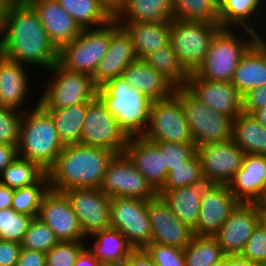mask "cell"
I'll use <instances>...</instances> for the list:
<instances>
[{"label": "cell", "mask_w": 266, "mask_h": 266, "mask_svg": "<svg viewBox=\"0 0 266 266\" xmlns=\"http://www.w3.org/2000/svg\"><path fill=\"white\" fill-rule=\"evenodd\" d=\"M0 55L43 71L58 62V49L28 2L10 3L0 39Z\"/></svg>", "instance_id": "6da1fadb"}, {"label": "cell", "mask_w": 266, "mask_h": 266, "mask_svg": "<svg viewBox=\"0 0 266 266\" xmlns=\"http://www.w3.org/2000/svg\"><path fill=\"white\" fill-rule=\"evenodd\" d=\"M115 152L79 143L67 144L55 164L47 171L50 189L64 192L69 188L98 189Z\"/></svg>", "instance_id": "7a4b0ae2"}, {"label": "cell", "mask_w": 266, "mask_h": 266, "mask_svg": "<svg viewBox=\"0 0 266 266\" xmlns=\"http://www.w3.org/2000/svg\"><path fill=\"white\" fill-rule=\"evenodd\" d=\"M51 115L38 103L22 114L18 156L48 171L64 148Z\"/></svg>", "instance_id": "3957f363"}, {"label": "cell", "mask_w": 266, "mask_h": 266, "mask_svg": "<svg viewBox=\"0 0 266 266\" xmlns=\"http://www.w3.org/2000/svg\"><path fill=\"white\" fill-rule=\"evenodd\" d=\"M239 30L221 28L215 34L203 63L194 72L197 76L209 81H232L236 67L243 55L260 37L266 36V34L258 35L249 29ZM243 34L245 36H242Z\"/></svg>", "instance_id": "277c9868"}, {"label": "cell", "mask_w": 266, "mask_h": 266, "mask_svg": "<svg viewBox=\"0 0 266 266\" xmlns=\"http://www.w3.org/2000/svg\"><path fill=\"white\" fill-rule=\"evenodd\" d=\"M98 96L129 138L144 135L149 125L152 100L131 87L123 77L99 88Z\"/></svg>", "instance_id": "5b68a950"}, {"label": "cell", "mask_w": 266, "mask_h": 266, "mask_svg": "<svg viewBox=\"0 0 266 266\" xmlns=\"http://www.w3.org/2000/svg\"><path fill=\"white\" fill-rule=\"evenodd\" d=\"M47 71L51 76L38 98L44 109L88 103L98 96V88L91 75L64 69L58 62Z\"/></svg>", "instance_id": "8992f818"}, {"label": "cell", "mask_w": 266, "mask_h": 266, "mask_svg": "<svg viewBox=\"0 0 266 266\" xmlns=\"http://www.w3.org/2000/svg\"><path fill=\"white\" fill-rule=\"evenodd\" d=\"M220 24L205 21H170L169 43L180 64L188 73L195 72L203 63Z\"/></svg>", "instance_id": "52a82bcc"}, {"label": "cell", "mask_w": 266, "mask_h": 266, "mask_svg": "<svg viewBox=\"0 0 266 266\" xmlns=\"http://www.w3.org/2000/svg\"><path fill=\"white\" fill-rule=\"evenodd\" d=\"M111 38V21L101 27L82 29L80 35L58 50V63L67 70L93 76L105 56Z\"/></svg>", "instance_id": "ba28073f"}, {"label": "cell", "mask_w": 266, "mask_h": 266, "mask_svg": "<svg viewBox=\"0 0 266 266\" xmlns=\"http://www.w3.org/2000/svg\"><path fill=\"white\" fill-rule=\"evenodd\" d=\"M182 102L190 132L197 147L231 139L232 119L211 110L193 97L184 87L174 93Z\"/></svg>", "instance_id": "9c48e42d"}, {"label": "cell", "mask_w": 266, "mask_h": 266, "mask_svg": "<svg viewBox=\"0 0 266 266\" xmlns=\"http://www.w3.org/2000/svg\"><path fill=\"white\" fill-rule=\"evenodd\" d=\"M110 217L111 228L120 231L134 250L145 249L151 243L148 200L113 197Z\"/></svg>", "instance_id": "30bf717a"}, {"label": "cell", "mask_w": 266, "mask_h": 266, "mask_svg": "<svg viewBox=\"0 0 266 266\" xmlns=\"http://www.w3.org/2000/svg\"><path fill=\"white\" fill-rule=\"evenodd\" d=\"M129 139L99 96L87 103L80 144L122 154Z\"/></svg>", "instance_id": "8fae6325"}, {"label": "cell", "mask_w": 266, "mask_h": 266, "mask_svg": "<svg viewBox=\"0 0 266 266\" xmlns=\"http://www.w3.org/2000/svg\"><path fill=\"white\" fill-rule=\"evenodd\" d=\"M143 137L151 142L194 143L182 102L175 94L152 102Z\"/></svg>", "instance_id": "7c38bea8"}, {"label": "cell", "mask_w": 266, "mask_h": 266, "mask_svg": "<svg viewBox=\"0 0 266 266\" xmlns=\"http://www.w3.org/2000/svg\"><path fill=\"white\" fill-rule=\"evenodd\" d=\"M99 189L110 198L150 200L158 194L124 153L109 162Z\"/></svg>", "instance_id": "4fadbf2b"}, {"label": "cell", "mask_w": 266, "mask_h": 266, "mask_svg": "<svg viewBox=\"0 0 266 266\" xmlns=\"http://www.w3.org/2000/svg\"><path fill=\"white\" fill-rule=\"evenodd\" d=\"M203 178L210 184L228 185L242 167L246 153L231 139L197 147Z\"/></svg>", "instance_id": "5bb4252c"}, {"label": "cell", "mask_w": 266, "mask_h": 266, "mask_svg": "<svg viewBox=\"0 0 266 266\" xmlns=\"http://www.w3.org/2000/svg\"><path fill=\"white\" fill-rule=\"evenodd\" d=\"M64 193L67 195L86 237L111 228V198L99 188H69Z\"/></svg>", "instance_id": "9a60e30c"}, {"label": "cell", "mask_w": 266, "mask_h": 266, "mask_svg": "<svg viewBox=\"0 0 266 266\" xmlns=\"http://www.w3.org/2000/svg\"><path fill=\"white\" fill-rule=\"evenodd\" d=\"M261 219L260 204L240 202L213 237L226 256L240 255Z\"/></svg>", "instance_id": "2e32d148"}, {"label": "cell", "mask_w": 266, "mask_h": 266, "mask_svg": "<svg viewBox=\"0 0 266 266\" xmlns=\"http://www.w3.org/2000/svg\"><path fill=\"white\" fill-rule=\"evenodd\" d=\"M184 88L202 104L232 120L242 113V95L231 82L209 81L193 72Z\"/></svg>", "instance_id": "e0dca14e"}, {"label": "cell", "mask_w": 266, "mask_h": 266, "mask_svg": "<svg viewBox=\"0 0 266 266\" xmlns=\"http://www.w3.org/2000/svg\"><path fill=\"white\" fill-rule=\"evenodd\" d=\"M59 241L86 240L79 220L64 192L49 189L44 195L38 216Z\"/></svg>", "instance_id": "ac0fdd59"}, {"label": "cell", "mask_w": 266, "mask_h": 266, "mask_svg": "<svg viewBox=\"0 0 266 266\" xmlns=\"http://www.w3.org/2000/svg\"><path fill=\"white\" fill-rule=\"evenodd\" d=\"M239 203L228 185L210 184L200 200L199 219L193 228L194 235L213 236Z\"/></svg>", "instance_id": "d6986e66"}, {"label": "cell", "mask_w": 266, "mask_h": 266, "mask_svg": "<svg viewBox=\"0 0 266 266\" xmlns=\"http://www.w3.org/2000/svg\"><path fill=\"white\" fill-rule=\"evenodd\" d=\"M136 59L131 35L114 19L111 20L109 48L92 76L96 87L99 89L115 78L122 77L124 69Z\"/></svg>", "instance_id": "ffe728a7"}, {"label": "cell", "mask_w": 266, "mask_h": 266, "mask_svg": "<svg viewBox=\"0 0 266 266\" xmlns=\"http://www.w3.org/2000/svg\"><path fill=\"white\" fill-rule=\"evenodd\" d=\"M152 229L151 243L184 249L194 236L193 229L180 221L160 195L148 200Z\"/></svg>", "instance_id": "44dd1931"}, {"label": "cell", "mask_w": 266, "mask_h": 266, "mask_svg": "<svg viewBox=\"0 0 266 266\" xmlns=\"http://www.w3.org/2000/svg\"><path fill=\"white\" fill-rule=\"evenodd\" d=\"M158 192L167 178V166L159 148L143 136L131 137L123 152Z\"/></svg>", "instance_id": "7402d4cb"}, {"label": "cell", "mask_w": 266, "mask_h": 266, "mask_svg": "<svg viewBox=\"0 0 266 266\" xmlns=\"http://www.w3.org/2000/svg\"><path fill=\"white\" fill-rule=\"evenodd\" d=\"M30 69L0 55V106L25 112L28 107L38 104L37 99L35 105H27L26 109L22 107L27 103L29 93L32 91L29 85L31 84L29 76L32 77L28 74Z\"/></svg>", "instance_id": "603a6c76"}, {"label": "cell", "mask_w": 266, "mask_h": 266, "mask_svg": "<svg viewBox=\"0 0 266 266\" xmlns=\"http://www.w3.org/2000/svg\"><path fill=\"white\" fill-rule=\"evenodd\" d=\"M28 3L37 12L49 39L58 50L80 35L81 27L57 0H29Z\"/></svg>", "instance_id": "cb8c5ba5"}, {"label": "cell", "mask_w": 266, "mask_h": 266, "mask_svg": "<svg viewBox=\"0 0 266 266\" xmlns=\"http://www.w3.org/2000/svg\"><path fill=\"white\" fill-rule=\"evenodd\" d=\"M228 186L240 202L259 203L266 191L265 156L246 154L242 167Z\"/></svg>", "instance_id": "d4e9b609"}, {"label": "cell", "mask_w": 266, "mask_h": 266, "mask_svg": "<svg viewBox=\"0 0 266 266\" xmlns=\"http://www.w3.org/2000/svg\"><path fill=\"white\" fill-rule=\"evenodd\" d=\"M231 83L241 95L266 85V37H260L243 55Z\"/></svg>", "instance_id": "484cf974"}, {"label": "cell", "mask_w": 266, "mask_h": 266, "mask_svg": "<svg viewBox=\"0 0 266 266\" xmlns=\"http://www.w3.org/2000/svg\"><path fill=\"white\" fill-rule=\"evenodd\" d=\"M122 77L133 88H137L152 101L166 99L175 93L176 87L161 73L136 59L123 71Z\"/></svg>", "instance_id": "4316f807"}, {"label": "cell", "mask_w": 266, "mask_h": 266, "mask_svg": "<svg viewBox=\"0 0 266 266\" xmlns=\"http://www.w3.org/2000/svg\"><path fill=\"white\" fill-rule=\"evenodd\" d=\"M265 2V0H219V24L221 28L249 29L260 35L263 33V31H259L261 28L258 26L259 21H262L260 18L266 19V14H264L266 13Z\"/></svg>", "instance_id": "83f0119b"}, {"label": "cell", "mask_w": 266, "mask_h": 266, "mask_svg": "<svg viewBox=\"0 0 266 266\" xmlns=\"http://www.w3.org/2000/svg\"><path fill=\"white\" fill-rule=\"evenodd\" d=\"M210 185L205 179L201 182L177 189H160L157 193L168 204L177 218L192 229L199 219L200 200Z\"/></svg>", "instance_id": "f1b7e54d"}, {"label": "cell", "mask_w": 266, "mask_h": 266, "mask_svg": "<svg viewBox=\"0 0 266 266\" xmlns=\"http://www.w3.org/2000/svg\"><path fill=\"white\" fill-rule=\"evenodd\" d=\"M132 37L133 48L138 59L169 44L170 22H133L119 24Z\"/></svg>", "instance_id": "f546056e"}, {"label": "cell", "mask_w": 266, "mask_h": 266, "mask_svg": "<svg viewBox=\"0 0 266 266\" xmlns=\"http://www.w3.org/2000/svg\"><path fill=\"white\" fill-rule=\"evenodd\" d=\"M174 19L172 0H125L114 17L118 24L133 22H170Z\"/></svg>", "instance_id": "4dcf8cb0"}, {"label": "cell", "mask_w": 266, "mask_h": 266, "mask_svg": "<svg viewBox=\"0 0 266 266\" xmlns=\"http://www.w3.org/2000/svg\"><path fill=\"white\" fill-rule=\"evenodd\" d=\"M90 237V238H89ZM87 237L93 239L88 251L102 264L125 262L134 250L127 242L126 237L118 230L109 228L101 230Z\"/></svg>", "instance_id": "1f68e13d"}, {"label": "cell", "mask_w": 266, "mask_h": 266, "mask_svg": "<svg viewBox=\"0 0 266 266\" xmlns=\"http://www.w3.org/2000/svg\"><path fill=\"white\" fill-rule=\"evenodd\" d=\"M231 140L246 154L266 155V128L242 112L232 121Z\"/></svg>", "instance_id": "d6a6232c"}, {"label": "cell", "mask_w": 266, "mask_h": 266, "mask_svg": "<svg viewBox=\"0 0 266 266\" xmlns=\"http://www.w3.org/2000/svg\"><path fill=\"white\" fill-rule=\"evenodd\" d=\"M45 110L51 115L58 136L64 145L80 144L81 131L87 112V103Z\"/></svg>", "instance_id": "836d02e7"}, {"label": "cell", "mask_w": 266, "mask_h": 266, "mask_svg": "<svg viewBox=\"0 0 266 266\" xmlns=\"http://www.w3.org/2000/svg\"><path fill=\"white\" fill-rule=\"evenodd\" d=\"M81 29L97 28L114 18L98 0H57Z\"/></svg>", "instance_id": "e575fe53"}, {"label": "cell", "mask_w": 266, "mask_h": 266, "mask_svg": "<svg viewBox=\"0 0 266 266\" xmlns=\"http://www.w3.org/2000/svg\"><path fill=\"white\" fill-rule=\"evenodd\" d=\"M143 60L167 78L176 88L185 86L189 73L180 64L170 43L150 53Z\"/></svg>", "instance_id": "d590c367"}, {"label": "cell", "mask_w": 266, "mask_h": 266, "mask_svg": "<svg viewBox=\"0 0 266 266\" xmlns=\"http://www.w3.org/2000/svg\"><path fill=\"white\" fill-rule=\"evenodd\" d=\"M183 251L185 266H210L226 256L217 240L210 235H194Z\"/></svg>", "instance_id": "8d00e7d4"}, {"label": "cell", "mask_w": 266, "mask_h": 266, "mask_svg": "<svg viewBox=\"0 0 266 266\" xmlns=\"http://www.w3.org/2000/svg\"><path fill=\"white\" fill-rule=\"evenodd\" d=\"M46 173L37 163L18 156L0 173V184L19 189L37 183Z\"/></svg>", "instance_id": "74e56055"}, {"label": "cell", "mask_w": 266, "mask_h": 266, "mask_svg": "<svg viewBox=\"0 0 266 266\" xmlns=\"http://www.w3.org/2000/svg\"><path fill=\"white\" fill-rule=\"evenodd\" d=\"M174 19L219 24V0H172Z\"/></svg>", "instance_id": "f35d334b"}, {"label": "cell", "mask_w": 266, "mask_h": 266, "mask_svg": "<svg viewBox=\"0 0 266 266\" xmlns=\"http://www.w3.org/2000/svg\"><path fill=\"white\" fill-rule=\"evenodd\" d=\"M50 189L46 173L37 183L14 189L11 208L17 213L37 217L44 195Z\"/></svg>", "instance_id": "ab89813d"}, {"label": "cell", "mask_w": 266, "mask_h": 266, "mask_svg": "<svg viewBox=\"0 0 266 266\" xmlns=\"http://www.w3.org/2000/svg\"><path fill=\"white\" fill-rule=\"evenodd\" d=\"M201 160L197 152L188 160L168 172L164 186L161 189H177L203 180Z\"/></svg>", "instance_id": "60d3db41"}, {"label": "cell", "mask_w": 266, "mask_h": 266, "mask_svg": "<svg viewBox=\"0 0 266 266\" xmlns=\"http://www.w3.org/2000/svg\"><path fill=\"white\" fill-rule=\"evenodd\" d=\"M59 240L53 230L39 217H34L21 242L22 248L47 252L53 248Z\"/></svg>", "instance_id": "b9f144b4"}, {"label": "cell", "mask_w": 266, "mask_h": 266, "mask_svg": "<svg viewBox=\"0 0 266 266\" xmlns=\"http://www.w3.org/2000/svg\"><path fill=\"white\" fill-rule=\"evenodd\" d=\"M33 218L12 208L0 210V239L21 243Z\"/></svg>", "instance_id": "7bdbcfd3"}, {"label": "cell", "mask_w": 266, "mask_h": 266, "mask_svg": "<svg viewBox=\"0 0 266 266\" xmlns=\"http://www.w3.org/2000/svg\"><path fill=\"white\" fill-rule=\"evenodd\" d=\"M85 241H59L46 252V266H74L79 254L88 246Z\"/></svg>", "instance_id": "ee69618b"}, {"label": "cell", "mask_w": 266, "mask_h": 266, "mask_svg": "<svg viewBox=\"0 0 266 266\" xmlns=\"http://www.w3.org/2000/svg\"><path fill=\"white\" fill-rule=\"evenodd\" d=\"M153 143L164 156L165 165L167 166V175L168 172L172 171L175 167L183 165L185 161H188L197 152L194 143H171L166 141Z\"/></svg>", "instance_id": "f6af8a7d"}, {"label": "cell", "mask_w": 266, "mask_h": 266, "mask_svg": "<svg viewBox=\"0 0 266 266\" xmlns=\"http://www.w3.org/2000/svg\"><path fill=\"white\" fill-rule=\"evenodd\" d=\"M23 112L0 106V144L18 146Z\"/></svg>", "instance_id": "bcb514c9"}, {"label": "cell", "mask_w": 266, "mask_h": 266, "mask_svg": "<svg viewBox=\"0 0 266 266\" xmlns=\"http://www.w3.org/2000/svg\"><path fill=\"white\" fill-rule=\"evenodd\" d=\"M144 250L155 266H185L184 251L181 248L150 243Z\"/></svg>", "instance_id": "7dc6e473"}, {"label": "cell", "mask_w": 266, "mask_h": 266, "mask_svg": "<svg viewBox=\"0 0 266 266\" xmlns=\"http://www.w3.org/2000/svg\"><path fill=\"white\" fill-rule=\"evenodd\" d=\"M240 256L266 266V227L262 222L252 232Z\"/></svg>", "instance_id": "c3c4849f"}, {"label": "cell", "mask_w": 266, "mask_h": 266, "mask_svg": "<svg viewBox=\"0 0 266 266\" xmlns=\"http://www.w3.org/2000/svg\"><path fill=\"white\" fill-rule=\"evenodd\" d=\"M266 107V85L256 87L242 95V112L252 114Z\"/></svg>", "instance_id": "681fc988"}, {"label": "cell", "mask_w": 266, "mask_h": 266, "mask_svg": "<svg viewBox=\"0 0 266 266\" xmlns=\"http://www.w3.org/2000/svg\"><path fill=\"white\" fill-rule=\"evenodd\" d=\"M21 249V243L0 239V266H15Z\"/></svg>", "instance_id": "f907efd6"}, {"label": "cell", "mask_w": 266, "mask_h": 266, "mask_svg": "<svg viewBox=\"0 0 266 266\" xmlns=\"http://www.w3.org/2000/svg\"><path fill=\"white\" fill-rule=\"evenodd\" d=\"M15 266H46V253L22 248Z\"/></svg>", "instance_id": "816d5d0a"}, {"label": "cell", "mask_w": 266, "mask_h": 266, "mask_svg": "<svg viewBox=\"0 0 266 266\" xmlns=\"http://www.w3.org/2000/svg\"><path fill=\"white\" fill-rule=\"evenodd\" d=\"M16 158H18L17 146L0 144V173Z\"/></svg>", "instance_id": "f5cc1de1"}, {"label": "cell", "mask_w": 266, "mask_h": 266, "mask_svg": "<svg viewBox=\"0 0 266 266\" xmlns=\"http://www.w3.org/2000/svg\"><path fill=\"white\" fill-rule=\"evenodd\" d=\"M125 262L127 266H155L144 249L133 250Z\"/></svg>", "instance_id": "db71d44e"}, {"label": "cell", "mask_w": 266, "mask_h": 266, "mask_svg": "<svg viewBox=\"0 0 266 266\" xmlns=\"http://www.w3.org/2000/svg\"><path fill=\"white\" fill-rule=\"evenodd\" d=\"M74 266H103V264L85 248L77 257Z\"/></svg>", "instance_id": "11a10c76"}, {"label": "cell", "mask_w": 266, "mask_h": 266, "mask_svg": "<svg viewBox=\"0 0 266 266\" xmlns=\"http://www.w3.org/2000/svg\"><path fill=\"white\" fill-rule=\"evenodd\" d=\"M14 189L0 184V210L11 208Z\"/></svg>", "instance_id": "9f6ffc18"}, {"label": "cell", "mask_w": 266, "mask_h": 266, "mask_svg": "<svg viewBox=\"0 0 266 266\" xmlns=\"http://www.w3.org/2000/svg\"><path fill=\"white\" fill-rule=\"evenodd\" d=\"M105 10L114 18L122 9L125 0H98Z\"/></svg>", "instance_id": "6f0895ef"}, {"label": "cell", "mask_w": 266, "mask_h": 266, "mask_svg": "<svg viewBox=\"0 0 266 266\" xmlns=\"http://www.w3.org/2000/svg\"><path fill=\"white\" fill-rule=\"evenodd\" d=\"M227 266H260L259 264L252 262L240 255L227 256Z\"/></svg>", "instance_id": "680465c9"}, {"label": "cell", "mask_w": 266, "mask_h": 266, "mask_svg": "<svg viewBox=\"0 0 266 266\" xmlns=\"http://www.w3.org/2000/svg\"><path fill=\"white\" fill-rule=\"evenodd\" d=\"M10 3V0H0V39L4 30L6 14Z\"/></svg>", "instance_id": "91938a15"}, {"label": "cell", "mask_w": 266, "mask_h": 266, "mask_svg": "<svg viewBox=\"0 0 266 266\" xmlns=\"http://www.w3.org/2000/svg\"><path fill=\"white\" fill-rule=\"evenodd\" d=\"M251 115L266 128V107L255 110Z\"/></svg>", "instance_id": "94428289"}, {"label": "cell", "mask_w": 266, "mask_h": 266, "mask_svg": "<svg viewBox=\"0 0 266 266\" xmlns=\"http://www.w3.org/2000/svg\"><path fill=\"white\" fill-rule=\"evenodd\" d=\"M210 266H227V256H225L222 260L211 264Z\"/></svg>", "instance_id": "6125c7cd"}, {"label": "cell", "mask_w": 266, "mask_h": 266, "mask_svg": "<svg viewBox=\"0 0 266 266\" xmlns=\"http://www.w3.org/2000/svg\"><path fill=\"white\" fill-rule=\"evenodd\" d=\"M103 266H127L126 262L113 263V264H103Z\"/></svg>", "instance_id": "be15d7a7"}, {"label": "cell", "mask_w": 266, "mask_h": 266, "mask_svg": "<svg viewBox=\"0 0 266 266\" xmlns=\"http://www.w3.org/2000/svg\"><path fill=\"white\" fill-rule=\"evenodd\" d=\"M261 222L265 225L266 227V211L262 207V219Z\"/></svg>", "instance_id": "e7e4bbea"}, {"label": "cell", "mask_w": 266, "mask_h": 266, "mask_svg": "<svg viewBox=\"0 0 266 266\" xmlns=\"http://www.w3.org/2000/svg\"><path fill=\"white\" fill-rule=\"evenodd\" d=\"M258 204H260L262 207L266 204V191L262 197V200Z\"/></svg>", "instance_id": "03108f58"}, {"label": "cell", "mask_w": 266, "mask_h": 266, "mask_svg": "<svg viewBox=\"0 0 266 266\" xmlns=\"http://www.w3.org/2000/svg\"><path fill=\"white\" fill-rule=\"evenodd\" d=\"M11 2H28L29 0H10Z\"/></svg>", "instance_id": "003e7915"}]
</instances>
